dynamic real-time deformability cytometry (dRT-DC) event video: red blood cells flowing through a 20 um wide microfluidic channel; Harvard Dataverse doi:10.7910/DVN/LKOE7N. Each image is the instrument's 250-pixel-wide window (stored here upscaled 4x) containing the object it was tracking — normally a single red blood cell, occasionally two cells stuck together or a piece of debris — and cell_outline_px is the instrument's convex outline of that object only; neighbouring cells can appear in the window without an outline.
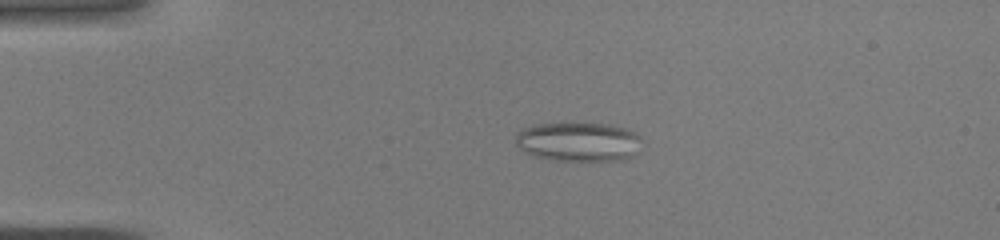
{"species": "common noctule bat (a hibernating species)", "species_latin": "Nyctalus noctula", "temperature_condition": "warm", "stored_images_in_passage": 43, "camera_frame_rate_fps": 3000, "um_per_image_px": 0.085, "animal": {"sex": "male", "body_mass_g": 19.0, "forearm_length_mm": 50.8}, "frame": {"image": 1, "passage_image": 9, "time_ms": 2.667, "image_size_px": [1000, 240], "cell_outline_px": [[640, 152], [632, 156], [612, 160], [556, 160], [536, 156], [520, 148], [516, 144], [516, 136], [524, 128], [540, 124], [564, 120], [612, 124], [628, 128], [636, 132], [640, 136]], "centroid_in_image_um": [49.23, 11.99], "position_along_channel_um": 35.8, "area_um2": 29.48}}
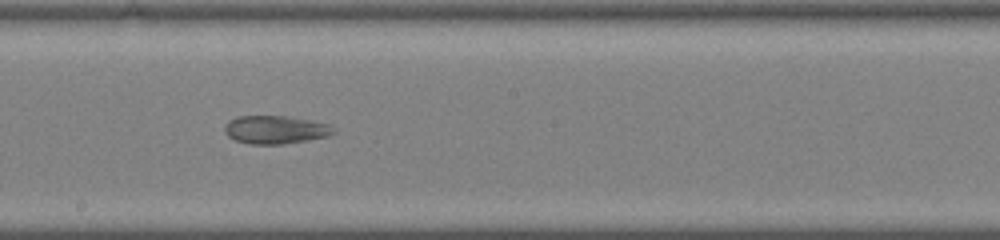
{"frame": {"image": 2, "passage_image": 24, "time_ms": 7.667, "image_size_px": [1000, 240], "cell_outline_px": [[336, 132], [328, 136], [284, 144], [252, 144], [236, 140], [228, 136], [224, 132], [224, 124], [228, 120], [236, 116], [284, 116], [308, 120], [328, 124]], "centroid_in_image_um": [23.35, 11.02], "position_along_channel_um": 224.8, "area_um2": 17.74}}
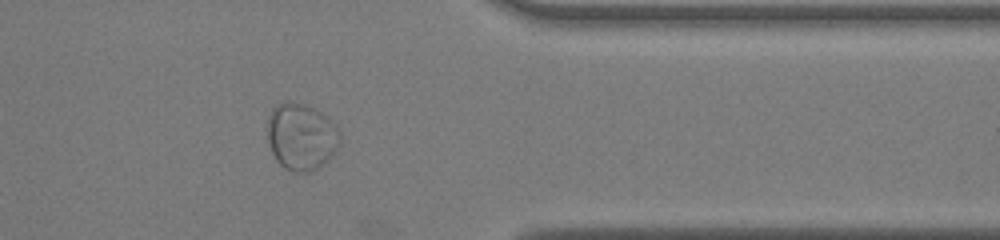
{"frame": {"image": 3, "passage_image": 35, "time_ms": 11.333, "image_size_px": [1000, 240], "cell_outline_px": [[340, 144], [332, 156], [312, 172], [292, 172], [284, 168], [276, 160], [272, 152], [268, 140], [268, 120], [272, 108], [276, 104], [304, 104], [316, 108], [328, 116], [340, 128]], "centroid_in_image_um": [25.65, 11.63], "position_along_channel_um": 385.8, "area_um2": 28.38}}